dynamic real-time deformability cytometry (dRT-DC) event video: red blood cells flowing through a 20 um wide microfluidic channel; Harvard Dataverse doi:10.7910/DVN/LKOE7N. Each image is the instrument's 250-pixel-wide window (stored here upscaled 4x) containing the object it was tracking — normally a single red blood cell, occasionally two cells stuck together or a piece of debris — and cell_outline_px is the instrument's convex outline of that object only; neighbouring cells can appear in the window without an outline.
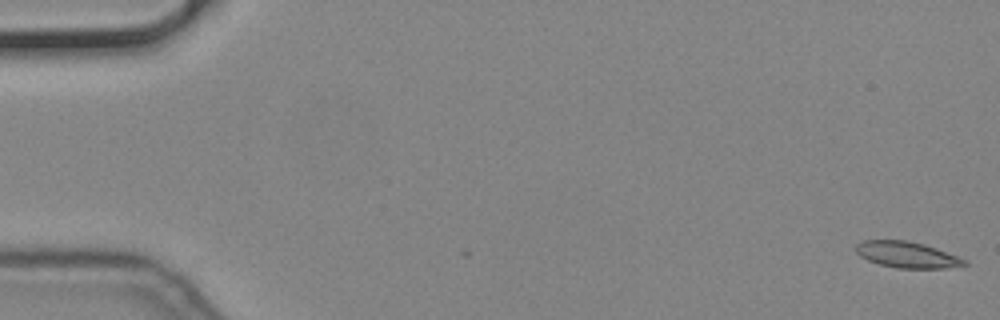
{"species": "common noctule bat (a hibernating species)", "species_latin": "Nyctalus noctula", "temperature_condition": "cold", "stored_images_in_passage": 17, "camera_frame_rate_fps": 3000, "um_per_image_px": 0.085, "animal": {"sex": "male", "body_mass_g": 19.2, "forearm_length_mm": 51.8}, "frame": {"image": 1, "passage_image": 1, "time_ms": 0.0, "image_size_px": [1000, 320], "cell_outline_px": [[968, 264], [944, 268], [896, 268], [880, 264], [868, 260], [860, 256], [856, 252], [856, 244], [860, 240], [908, 240], [924, 244], [936, 248], [968, 260]], "centroid_in_image_um": [77.08, 21.64], "position_along_channel_um": 7.9, "area_um2": 16.53}}
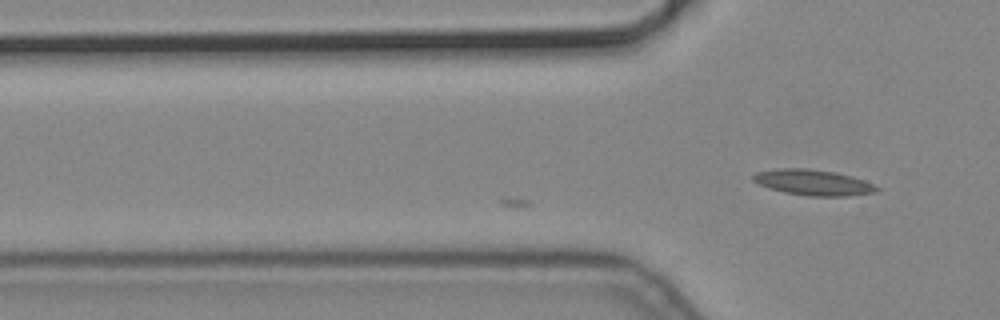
{"frame": {"image": 2, "passage_image": 17, "time_ms": 5.333, "image_size_px": [1000, 320], "cell_outline_px": [[880, 188], [876, 192], [848, 196], [808, 196], [784, 192], [768, 188], [752, 180], [752, 176], [756, 172], [780, 168], [804, 168], [832, 172], [852, 176], [864, 180]], "centroid_in_image_um": [69.11, 15.51], "position_along_channel_um": 56.7, "area_um2": 18.38}}